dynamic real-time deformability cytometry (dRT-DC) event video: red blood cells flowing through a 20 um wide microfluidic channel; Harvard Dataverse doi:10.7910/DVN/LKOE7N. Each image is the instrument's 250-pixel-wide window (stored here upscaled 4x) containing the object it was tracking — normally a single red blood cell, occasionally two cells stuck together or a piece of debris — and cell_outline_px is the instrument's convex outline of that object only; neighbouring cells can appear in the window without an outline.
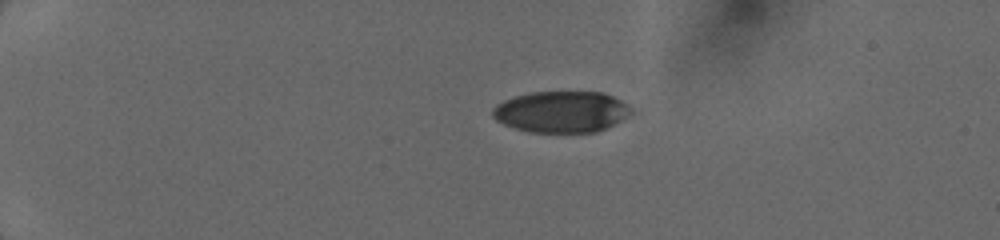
{"species": "human", "species_latin": "Homo sapiens", "temperature_condition": "cold", "stored_images_in_passage": 7, "camera_frame_rate_fps": 3000, "um_per_image_px": 0.085, "donor": {"sex": "female"}, "frame": {"image": 1, "passage_image": 1, "time_ms": 0.0, "image_size_px": [1000, 240], "cell_outline_px": [[640, 112], [596, 132], [528, 132], [504, 124], [496, 120], [492, 116], [492, 108], [496, 104], [504, 100], [516, 96], [532, 92], [604, 92], [628, 104]], "centroid_in_image_um": [47.79, 9.5], "position_along_channel_um": 37.2, "area_um2": 33.76}}
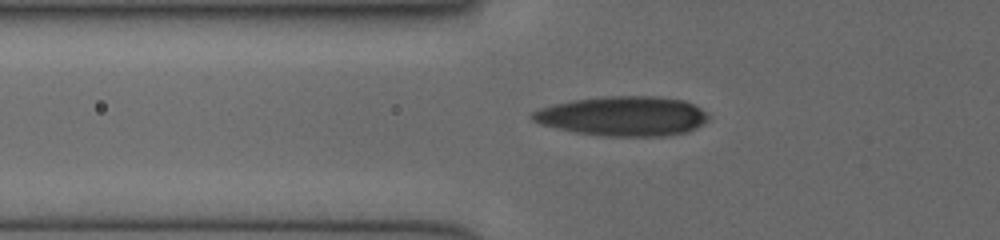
{"frame": {"image": 2, "passage_image": 5, "time_ms": 2.667, "image_size_px": [1000, 240], "cell_outline_px": [[708, 120], [704, 124], [688, 132], [668, 136], [608, 136], [576, 132], [540, 124], [532, 120], [532, 112], [540, 108], [552, 104], [572, 100], [612, 96], [656, 96], [684, 100], [700, 108], [708, 116]], "centroid_in_image_um": [52.97, 9.87], "position_along_channel_um": 72.8, "area_um2": 40.52}}
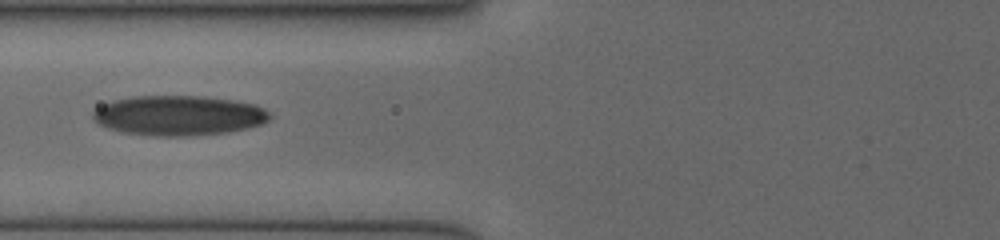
{"frame": {"image": 3, "passage_image": 6, "time_ms": 3.667, "image_size_px": [1000, 240], "cell_outline_px": [[272, 116], [268, 120], [260, 124], [244, 128], [224, 132], [184, 136], [156, 136], [120, 132], [108, 128], [92, 120], [92, 112], [96, 108], [112, 100], [132, 96], [204, 96], [236, 100], [256, 104], [264, 108]], "centroid_in_image_um": [15.15, 9.8], "position_along_channel_um": 110.6, "area_um2": 41.21}}